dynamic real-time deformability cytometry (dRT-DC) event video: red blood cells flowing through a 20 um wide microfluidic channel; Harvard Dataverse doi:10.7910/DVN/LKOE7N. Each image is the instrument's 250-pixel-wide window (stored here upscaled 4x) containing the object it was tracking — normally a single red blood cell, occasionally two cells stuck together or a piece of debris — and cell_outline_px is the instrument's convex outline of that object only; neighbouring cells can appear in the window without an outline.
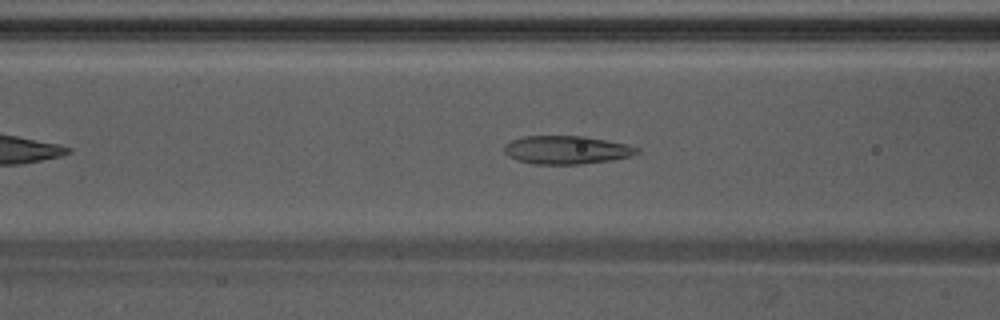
{"species": "Egyptian fruit bat (a non-hibernating species)", "species_latin": "Rousettus aegyptiacus", "temperature_condition": "warm", "stored_images_in_passage": 42, "camera_frame_rate_fps": 3000, "um_per_image_px": 0.085, "animal": {"sex": "male"}, "frame": {"image": 1, "passage_image": 12, "time_ms": 3.667, "image_size_px": [1000, 320], "cell_outline_px": [[640, 152], [632, 156], [612, 160], [584, 164], [532, 164], [516, 160], [508, 156], [504, 152], [504, 144], [512, 140], [524, 136], [584, 136], [624, 144], [640, 148]], "centroid_in_image_um": [48.14, 12.75], "position_along_channel_um": 118.5, "area_um2": 21.96}}
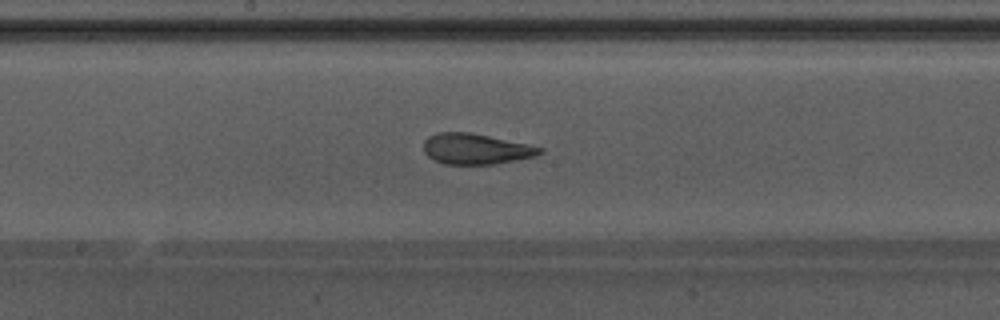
{"frame": {"image": 2, "passage_image": 19, "time_ms": 6.0, "image_size_px": [1000, 320], "cell_outline_px": [[544, 152], [536, 156], [492, 164], [444, 164], [428, 156], [424, 152], [424, 140], [428, 136], [440, 132], [472, 132], [528, 144], [544, 148]], "centroid_in_image_um": [40.46, 12.64], "position_along_channel_um": 207.7, "area_um2": 20.75}}
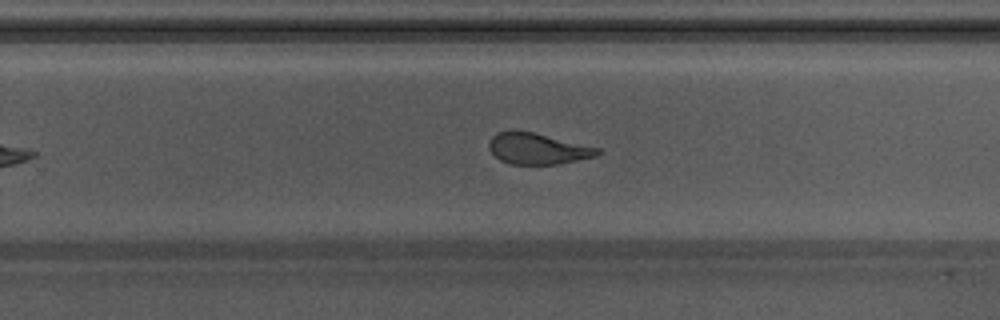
{"frame": {"image": 3, "passage_image": 25, "time_ms": 8.0, "image_size_px": [1000, 320], "cell_outline_px": [[604, 152], [596, 156], [556, 164], [508, 164], [500, 160], [488, 148], [488, 140], [496, 132], [532, 132], [600, 148]], "centroid_in_image_um": [45.7, 12.65], "position_along_channel_um": 284.1, "area_um2": 19.42}, "authors_computed_cell_mechanics": {"area_um2": 21.2415, "velocity_mm_per_s": 3.8305, "shape_relaxation_time_tau1_ms": 7.6306, "shape_relaxation_time_tau2_ms": 1.2849, "deformation_change_tau1": 0.1963, "deformation_change_tau2": 0.1004}}